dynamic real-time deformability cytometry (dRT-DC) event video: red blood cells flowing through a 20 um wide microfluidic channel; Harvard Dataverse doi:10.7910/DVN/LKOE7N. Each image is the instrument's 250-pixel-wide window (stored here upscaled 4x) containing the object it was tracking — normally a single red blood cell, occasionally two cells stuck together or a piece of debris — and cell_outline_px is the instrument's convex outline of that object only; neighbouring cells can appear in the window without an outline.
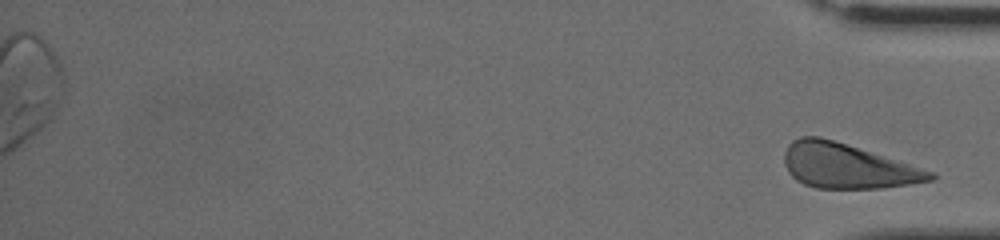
{"species": "human", "species_latin": "Homo sapiens", "temperature_condition": "cold", "stored_images_in_passage": 42, "segment_of_instrument_passage": [2, 2], "camera_frame_rate_fps": 3000, "um_per_image_px": 0.085, "donor": {"sex": "female"}, "frame": {"image": 1, "passage_image": 42, "time_ms": 13.667, "image_size_px": [1000, 240], "cell_outline_px": [[936, 180], [912, 184], [880, 188], [816, 188], [804, 184], [796, 180], [788, 172], [784, 164], [784, 152], [788, 144], [792, 140], [800, 136], [820, 136], [936, 172]], "centroid_in_image_um": [72.02, 14.11], "position_along_channel_um": 363.2, "area_um2": 38.09}}